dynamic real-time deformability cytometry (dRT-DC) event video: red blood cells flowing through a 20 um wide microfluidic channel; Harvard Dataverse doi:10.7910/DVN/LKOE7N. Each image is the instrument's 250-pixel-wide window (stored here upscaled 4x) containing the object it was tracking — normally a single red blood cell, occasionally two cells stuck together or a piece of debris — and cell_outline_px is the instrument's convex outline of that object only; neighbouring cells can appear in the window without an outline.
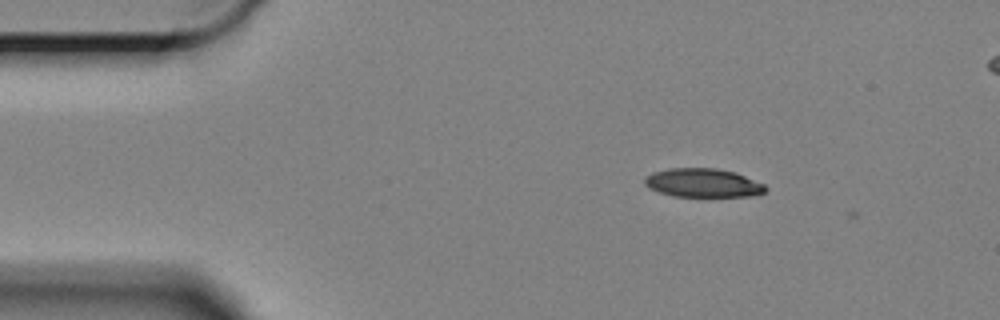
{"species": "Egyptian fruit bat (a non-hibernating species)", "species_latin": "Rousettus aegyptiacus", "temperature_condition": "cold", "stored_images_in_passage": 4, "camera_frame_rate_fps": 3000, "um_per_image_px": 0.085, "animal": {"sex": "female"}, "frame": {"image": 1, "passage_image": 1, "time_ms": 0.0, "image_size_px": [1000, 320], "cell_outline_px": [[768, 188], [764, 192], [756, 196], [672, 196], [648, 188], [644, 184], [644, 176], [652, 172], [668, 168], [716, 168], [736, 172], [764, 184]], "centroid_in_image_um": [59.74, 15.54], "position_along_channel_um": 25.3, "area_um2": 20.4}}